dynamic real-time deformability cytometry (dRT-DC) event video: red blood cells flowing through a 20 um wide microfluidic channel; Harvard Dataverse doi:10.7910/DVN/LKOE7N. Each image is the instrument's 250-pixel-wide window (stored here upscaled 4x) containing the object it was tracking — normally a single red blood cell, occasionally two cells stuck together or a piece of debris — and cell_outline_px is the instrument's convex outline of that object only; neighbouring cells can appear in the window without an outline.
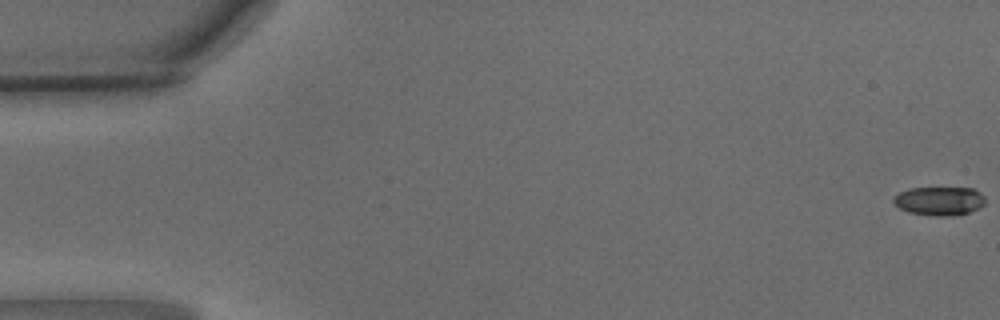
{"species": "common noctule bat (a hibernating species)", "species_latin": "Nyctalus noctula", "temperature_condition": "warm", "stored_images_in_passage": 50, "camera_frame_rate_fps": 3000, "um_per_image_px": 0.085, "animal": {"sex": "male", "body_mass_g": 15.6}, "frame": {"image": 1, "passage_image": 1, "time_ms": 0.0, "image_size_px": [1000, 320], "cell_outline_px": [[984, 204], [980, 208], [968, 212], [952, 216], [932, 216], [908, 212], [900, 208], [892, 200], [900, 192], [908, 188], [972, 188], [980, 192], [984, 196]], "centroid_in_image_um": [79.86, 17.08], "position_along_channel_um": 5.1, "area_um2": 15.32}}
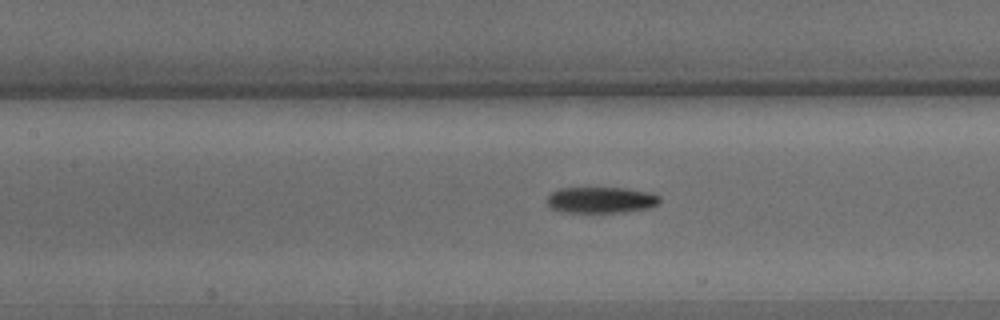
{"frame": {"image": 2, "passage_image": 23, "time_ms": 7.333, "image_size_px": [1000, 320], "cell_outline_px": [[660, 204], [648, 208], [624, 212], [560, 212], [552, 208], [548, 204], [548, 196], [552, 192], [560, 188], [624, 188], [648, 192], [660, 196]], "centroid_in_image_um": [51.1, 17.0], "position_along_channel_um": 156.3, "area_um2": 17.11}}
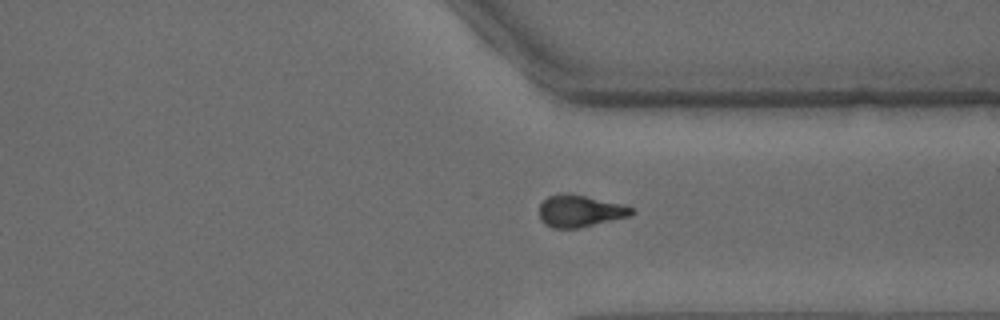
{"frame": {"image": 3, "passage_image": 38, "time_ms": 12.333, "image_size_px": [1000, 320], "cell_outline_px": [[636, 212], [632, 216], [576, 228], [552, 228], [544, 224], [540, 220], [540, 204], [548, 196], [568, 192], [620, 204], [632, 208]], "centroid_in_image_um": [49.28, 17.94], "position_along_channel_um": 362.1, "area_um2": 17.11}, "authors_computed_cell_mechanics": {"area_um2": 17.0799, "velocity_mm_per_s": 4.1212, "shape_relaxation_time_tau1_ms": 5.5915, "shape_relaxation_time_tau2_ms": 6.9762, "deformation_change_tau1": 0.1895, "deformation_change_tau2": 0.1757}}